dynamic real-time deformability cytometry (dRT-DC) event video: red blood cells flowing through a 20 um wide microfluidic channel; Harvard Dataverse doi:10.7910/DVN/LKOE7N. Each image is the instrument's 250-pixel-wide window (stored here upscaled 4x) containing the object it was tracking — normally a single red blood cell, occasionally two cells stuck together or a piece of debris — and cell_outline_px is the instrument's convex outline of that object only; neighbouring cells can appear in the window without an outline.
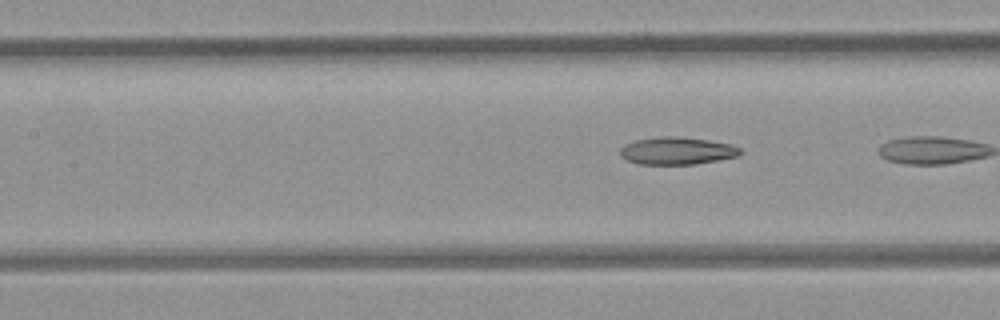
{"species": "common noctule bat (a hibernating species)", "species_latin": "Nyctalus noctula", "temperature_condition": "room temperature", "stored_images_in_passage": 5, "segment_of_instrument_passage": [2, 2], "camera_frame_rate_fps": 3000, "um_per_image_px": 0.085, "animal": {"sex": "female", "body_mass_g": 21.9}, "frame": {"image": 1, "passage_image": 5, "time_ms": 4.333, "image_size_px": [1000, 320], "cell_outline_px": [[744, 152], [740, 156], [696, 164], [640, 164], [628, 160], [620, 156], [620, 148], [624, 144], [636, 140], [660, 136], [668, 136], [708, 140], [732, 144], [740, 148]], "centroid_in_image_um": [57.57, 12.82], "position_along_channel_um": 149.8, "area_um2": 19.25}}